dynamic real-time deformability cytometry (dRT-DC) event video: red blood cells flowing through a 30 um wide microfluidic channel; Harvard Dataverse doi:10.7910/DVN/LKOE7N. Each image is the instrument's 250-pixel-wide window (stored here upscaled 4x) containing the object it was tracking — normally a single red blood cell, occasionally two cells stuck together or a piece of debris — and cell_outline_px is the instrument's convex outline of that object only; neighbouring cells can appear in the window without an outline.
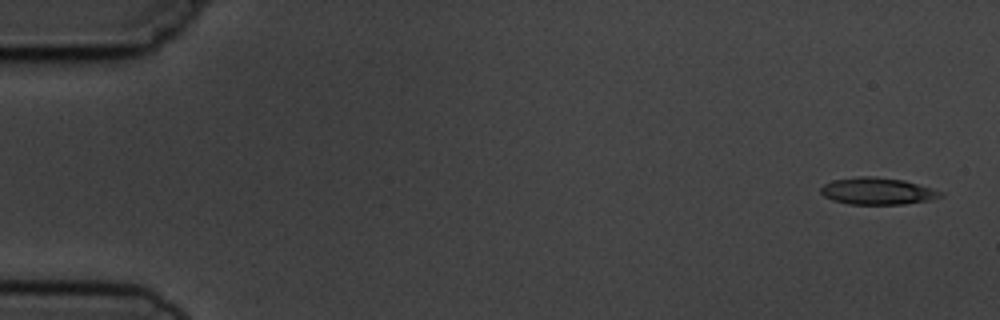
{"species": "common noctule bat (a hibernating species)", "species_latin": "Nyctalus noctula", "temperature_condition": "cold", "stored_images_in_passage": 5, "camera_frame_rate_fps": 3000, "um_per_image_px": 0.085, "animal": {"sex": "male", "body_mass_g": 19.5, "forearm_length_mm": 54.6}, "frame": {"image": 1, "passage_image": 1, "time_ms": 0.0, "image_size_px": [1000, 320], "cell_outline_px": [[944, 196], [928, 200], [904, 204], [848, 204], [832, 200], [824, 196], [820, 192], [820, 188], [824, 184], [832, 180], [860, 176], [876, 176], [904, 180], [944, 192]], "centroid_in_image_um": [74.56, 16.24], "position_along_channel_um": 10.4, "area_um2": 18.84}}
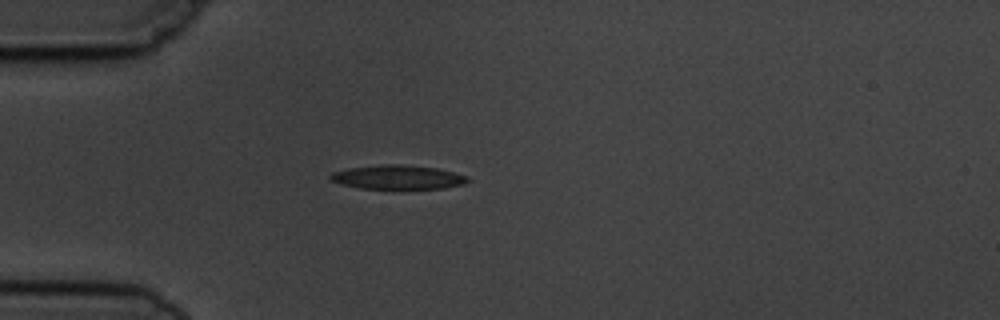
{"frame": {"image": 2, "passage_image": 5, "time_ms": 4.333, "image_size_px": [1000, 320], "cell_outline_px": [[472, 180], [464, 184], [444, 188], [360, 188], [340, 184], [332, 180], [328, 176], [332, 172], [348, 168], [380, 164], [400, 164], [436, 168], [468, 176]], "centroid_in_image_um": [33.81, 15.05], "position_along_channel_um": 51.2, "area_um2": 19.19}}